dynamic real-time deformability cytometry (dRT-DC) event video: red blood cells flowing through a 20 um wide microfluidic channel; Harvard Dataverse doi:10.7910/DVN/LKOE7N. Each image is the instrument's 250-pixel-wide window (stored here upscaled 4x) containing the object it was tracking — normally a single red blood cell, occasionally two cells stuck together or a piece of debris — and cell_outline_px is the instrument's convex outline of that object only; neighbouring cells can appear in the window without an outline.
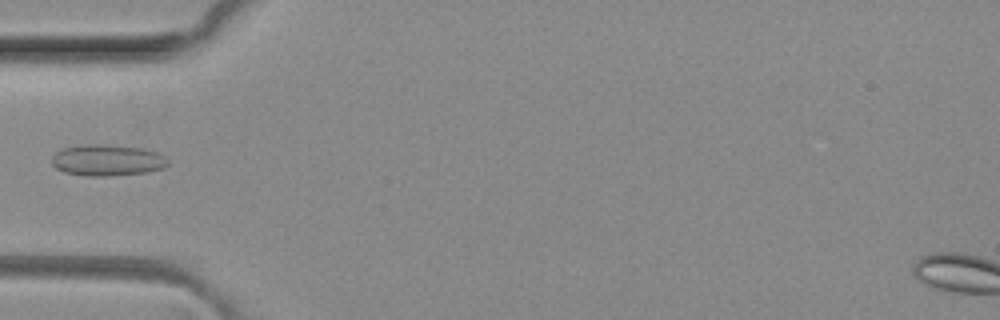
{"species": "common noctule bat (a hibernating species)", "species_latin": "Nyctalus noctula", "temperature_condition": "room temperature", "stored_images_in_passage": 5, "camera_frame_rate_fps": 3000, "um_per_image_px": 0.085, "animal": {"sex": "female", "body_mass_g": 29.2, "forearm_length_mm": 56.3}, "frame": {"image": 1, "passage_image": 5, "time_ms": 1.333, "image_size_px": [1000, 320], "cell_outline_px": [[168, 164], [164, 168], [148, 172], [108, 176], [88, 176], [64, 172], [56, 168], [52, 164], [52, 156], [56, 152], [64, 148], [88, 144], [104, 144], [144, 148], [160, 152], [168, 160]], "centroid_in_image_um": [9.16, 13.61], "position_along_channel_um": 75.8, "area_um2": 21.33}}